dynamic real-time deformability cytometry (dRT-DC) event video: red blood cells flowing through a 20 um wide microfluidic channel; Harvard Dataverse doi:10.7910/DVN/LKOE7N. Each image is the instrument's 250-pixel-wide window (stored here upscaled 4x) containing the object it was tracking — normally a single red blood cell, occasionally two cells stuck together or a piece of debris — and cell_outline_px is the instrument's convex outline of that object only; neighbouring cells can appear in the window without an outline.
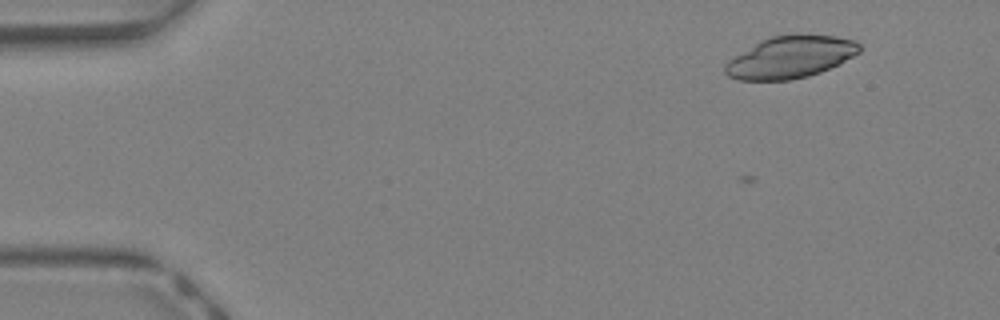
{"species": "Egyptian fruit bat (a non-hibernating species)", "species_latin": "Rousettus aegyptiacus", "temperature_condition": "warm", "stored_images_in_passage": 2, "camera_frame_rate_fps": 3000, "um_per_image_px": 0.085, "animal": {"sex": "female"}, "frame": {"image": 1, "passage_image": 2, "time_ms": 0.333, "image_size_px": [1000, 320], "cell_outline_px": [[860, 52], [840, 64], [820, 72], [808, 76], [788, 80], [736, 80], [728, 76], [724, 72], [724, 64], [728, 60], [760, 40], [772, 36], [836, 36], [856, 40], [860, 44]], "centroid_in_image_um": [67.17, 4.88], "position_along_channel_um": 17.8, "area_um2": 32.6}}